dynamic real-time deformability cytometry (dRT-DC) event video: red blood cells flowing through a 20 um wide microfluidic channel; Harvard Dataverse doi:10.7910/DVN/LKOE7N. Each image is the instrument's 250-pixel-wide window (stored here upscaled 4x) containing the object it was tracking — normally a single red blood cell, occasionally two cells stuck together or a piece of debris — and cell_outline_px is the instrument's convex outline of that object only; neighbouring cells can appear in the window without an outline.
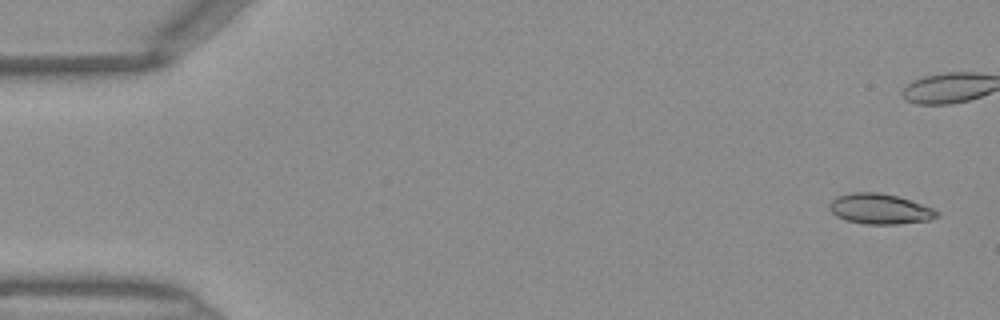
{"species": "Egyptian fruit bat (a non-hibernating species)", "species_latin": "Rousettus aegyptiacus", "temperature_condition": "warm", "stored_images_in_passage": 46, "camera_frame_rate_fps": 3000, "um_per_image_px": 0.085, "frame": {"image": 1, "passage_image": 1, "time_ms": 0.0, "image_size_px": [1000, 320], "cell_outline_px": [[940, 216], [928, 220], [900, 224], [864, 224], [844, 220], [836, 216], [828, 208], [828, 204], [836, 196], [852, 192], [880, 192], [896, 196], [932, 208], [940, 212]], "centroid_in_image_um": [74.75, 17.76], "position_along_channel_um": 10.3, "area_um2": 19.07}}
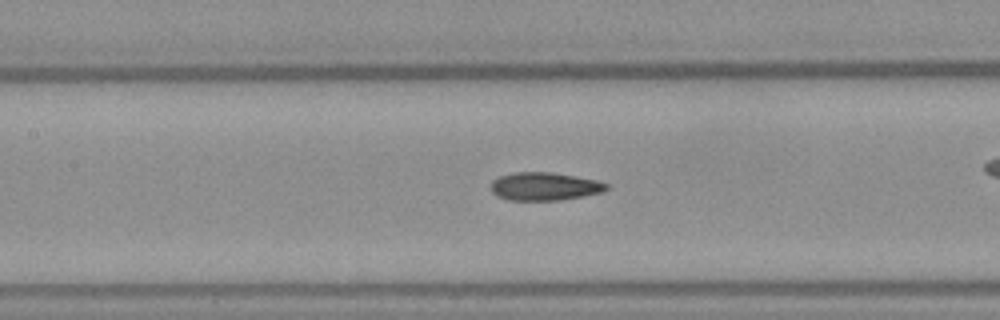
{"frame": {"image": 2, "passage_image": 20, "time_ms": 6.333, "image_size_px": [1000, 320], "cell_outline_px": [[608, 188], [600, 192], [560, 200], [508, 200], [496, 196], [492, 192], [492, 180], [500, 176], [516, 172], [552, 172], [576, 176], [596, 180], [608, 184]], "centroid_in_image_um": [46.25, 15.84], "position_along_channel_um": 161.1, "area_um2": 18.73}}
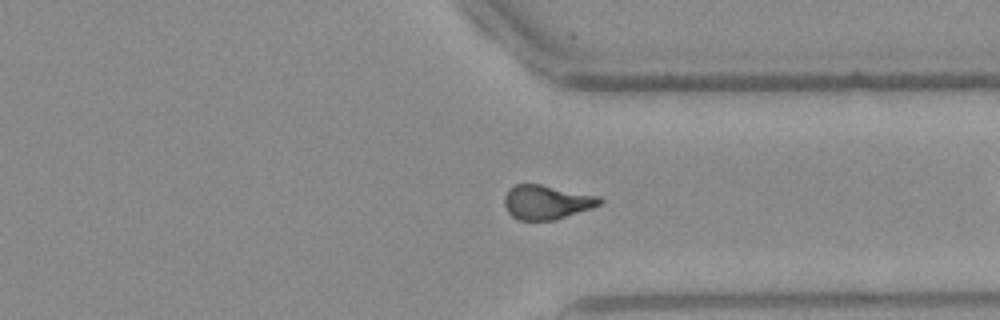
{"frame": {"image": 3, "passage_image": 34, "time_ms": 11.0, "image_size_px": [1000, 320], "cell_outline_px": [[604, 200], [600, 204], [592, 208], [556, 220], [520, 220], [512, 216], [508, 212], [504, 204], [504, 196], [508, 188], [512, 184], [540, 184], [600, 196]], "centroid_in_image_um": [46.45, 17.17], "position_along_channel_um": 364.9, "area_um2": 19.19}}